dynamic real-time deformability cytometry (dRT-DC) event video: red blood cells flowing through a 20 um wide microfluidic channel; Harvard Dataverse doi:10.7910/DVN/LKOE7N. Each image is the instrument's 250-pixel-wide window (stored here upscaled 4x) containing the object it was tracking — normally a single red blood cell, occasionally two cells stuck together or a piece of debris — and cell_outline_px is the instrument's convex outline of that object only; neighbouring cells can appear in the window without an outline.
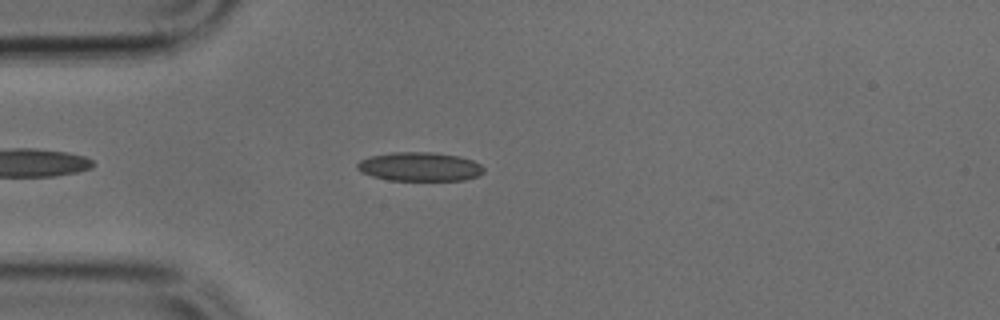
{"species": "common noctule bat (a hibernating species)", "species_latin": "Nyctalus noctula", "temperature_condition": "cold", "stored_images_in_passage": 26, "camera_frame_rate_fps": 3000, "um_per_image_px": 0.085, "animal": {"sex": "male", "body_mass_g": 17.9, "forearm_length_mm": 54.2}, "frame": {"image": 1, "passage_image": 2, "time_ms": 0.333, "image_size_px": [1000, 320], "cell_outline_px": [[484, 172], [480, 176], [464, 180], [388, 180], [372, 176], [360, 172], [356, 168], [356, 164], [360, 160], [368, 156], [392, 152], [432, 152], [460, 156], [472, 160], [480, 164], [484, 168]], "centroid_in_image_um": [35.67, 14.16], "position_along_channel_um": 49.3, "area_um2": 21.56}}
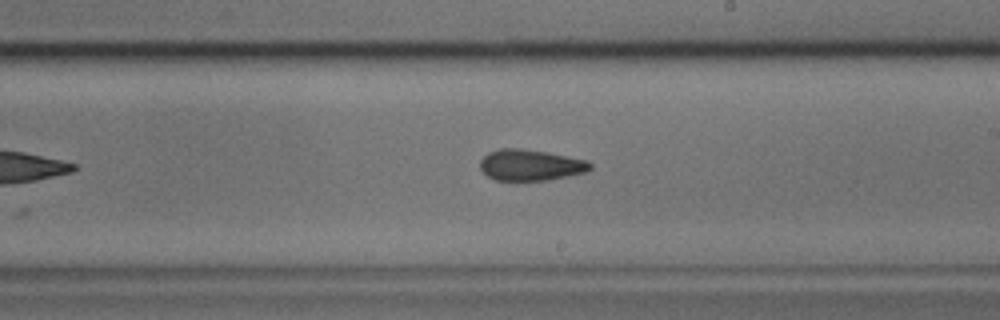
{"frame": {"image": 2, "passage_image": 17, "time_ms": 5.333, "image_size_px": [1000, 320], "cell_outline_px": [[592, 168], [584, 172], [568, 176], [548, 180], [496, 180], [488, 176], [480, 168], [480, 160], [488, 152], [500, 148], [520, 148], [548, 152], [588, 160], [592, 164]], "centroid_in_image_um": [45.1, 14.02], "position_along_channel_um": 243.9, "area_um2": 20.0}}
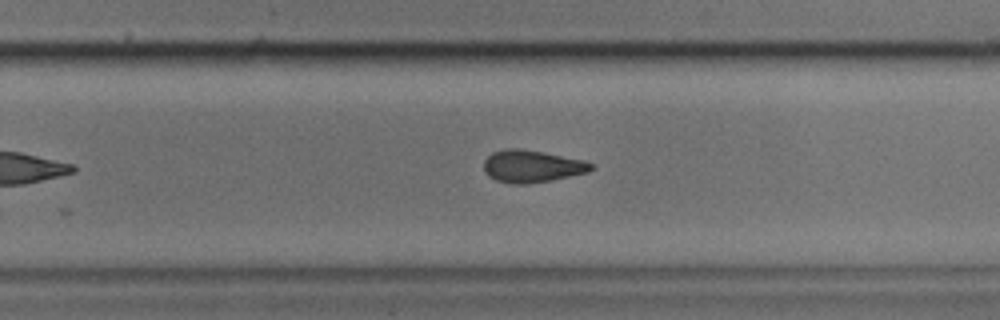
{"frame": {"image": 3, "passage_image": 20, "time_ms": 6.333, "image_size_px": [1000, 320], "cell_outline_px": [[592, 168], [588, 172], [548, 180], [524, 184], [512, 184], [496, 180], [488, 176], [484, 172], [484, 160], [492, 152], [504, 148], [520, 148], [544, 152], [584, 160], [592, 164]], "centroid_in_image_um": [45.15, 14.11], "position_along_channel_um": 284.6, "area_um2": 20.06}}